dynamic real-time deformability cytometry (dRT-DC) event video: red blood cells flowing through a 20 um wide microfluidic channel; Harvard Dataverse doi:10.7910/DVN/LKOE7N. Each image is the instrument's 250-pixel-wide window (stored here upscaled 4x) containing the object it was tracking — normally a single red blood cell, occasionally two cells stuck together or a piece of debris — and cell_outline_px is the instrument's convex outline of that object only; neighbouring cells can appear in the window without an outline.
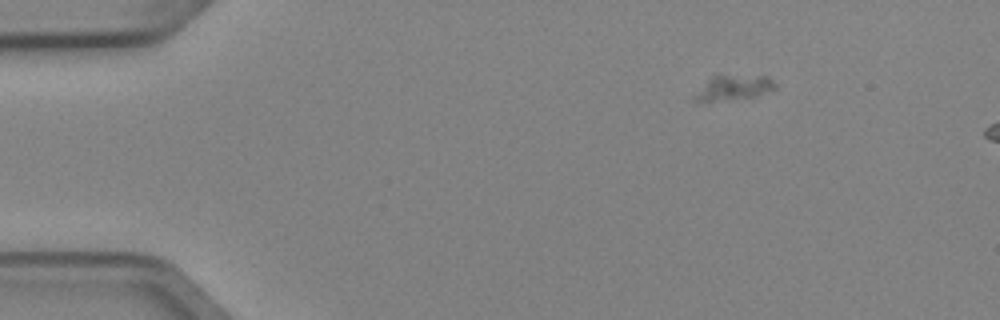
{"species": "Egyptian fruit bat (a non-hibernating species)", "species_latin": "Rousettus aegyptiacus", "temperature_condition": "cold", "stored_images_in_passage": 7, "camera_frame_rate_fps": 3000, "um_per_image_px": 0.085, "animal": {"sex": "female"}, "frame": {"image": 1, "passage_image": 1, "time_ms": 0.0, "image_size_px": [1000, 320], "cell_outline_px": [[776, 88], [756, 96], [712, 100], [692, 100], [692, 96], [716, 72], [764, 76], [772, 80], [776, 84]], "centroid_in_image_um": [62.35, 7.37], "position_along_channel_um": 22.7, "area_um2": 11.79}}
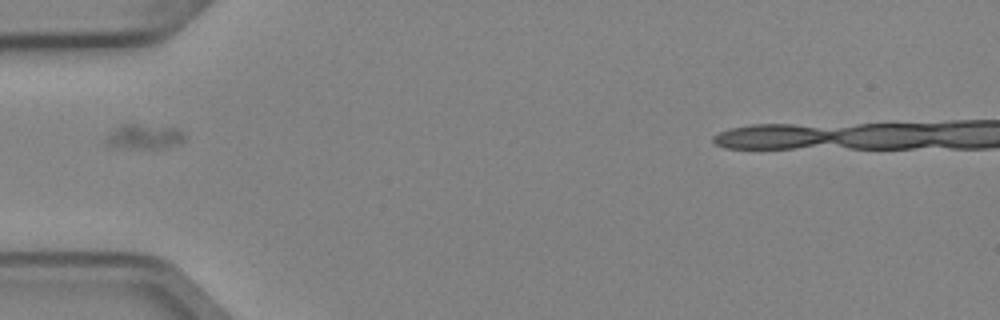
{"frame": {"image": 2, "passage_image": 4, "time_ms": 1.0, "image_size_px": [1000, 320], "cell_outline_px": [[184, 140], [156, 148], [144, 148], [108, 144], [108, 132], [120, 124], [136, 124], [176, 128], [184, 136]], "centroid_in_image_um": [12.22, 11.56], "position_along_channel_um": 72.8, "area_um2": 10.46}}
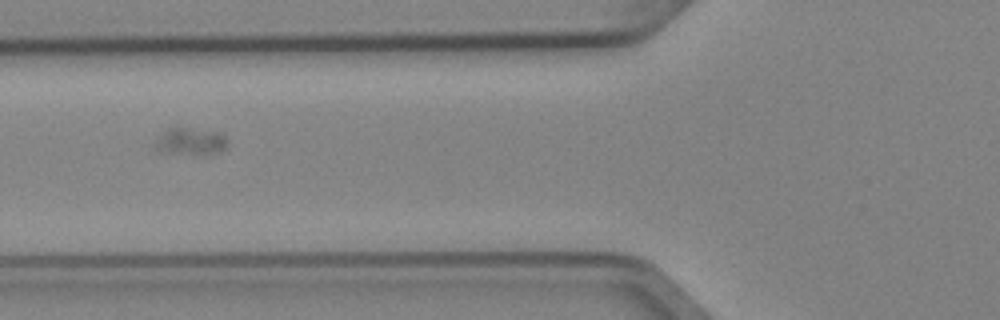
{"frame": {"image": 3, "passage_image": 5, "time_ms": 1.333, "image_size_px": [1000, 320], "cell_outline_px": [[228, 144], [224, 148], [216, 152], [172, 152], [160, 148], [156, 144], [156, 136], [160, 132], [168, 128], [188, 128], [216, 132], [224, 136]], "centroid_in_image_um": [16.18, 11.95], "position_along_channel_um": 109.6, "area_um2": 10.46}}